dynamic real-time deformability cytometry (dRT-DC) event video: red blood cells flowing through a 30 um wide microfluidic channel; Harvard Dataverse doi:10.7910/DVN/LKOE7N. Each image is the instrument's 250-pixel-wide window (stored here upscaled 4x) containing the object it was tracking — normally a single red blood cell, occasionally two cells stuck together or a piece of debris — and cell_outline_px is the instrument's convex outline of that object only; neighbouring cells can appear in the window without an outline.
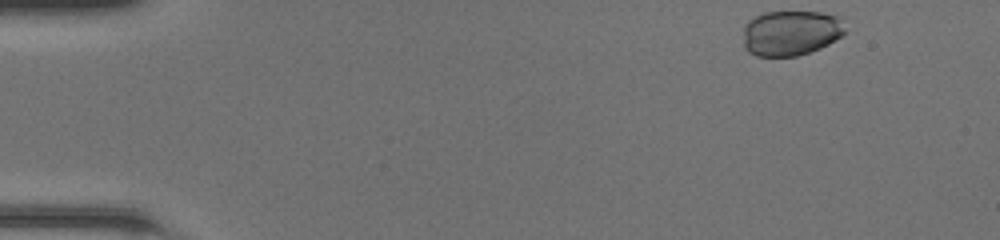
{"species": "common noctule bat (a hibernating species)", "species_latin": "Nyctalus noctula", "temperature_condition": "room temperature", "stored_images_in_passage": 45, "camera_frame_rate_fps": 3000, "um_per_image_px": 0.085, "animal": {"sex": "female", "body_mass_g": 20.0, "forearm_length_mm": 54.0}, "frame": {"image": 1, "passage_image": 1, "time_ms": 0.0, "image_size_px": [1000, 240], "cell_outline_px": [[848, 32], [828, 44], [820, 48], [796, 56], [756, 56], [748, 52], [744, 48], [744, 24], [748, 20], [764, 12], [820, 12], [836, 16], [840, 20]], "centroid_in_image_um": [67.2, 2.8], "position_along_channel_um": 17.8, "area_um2": 26.93}}
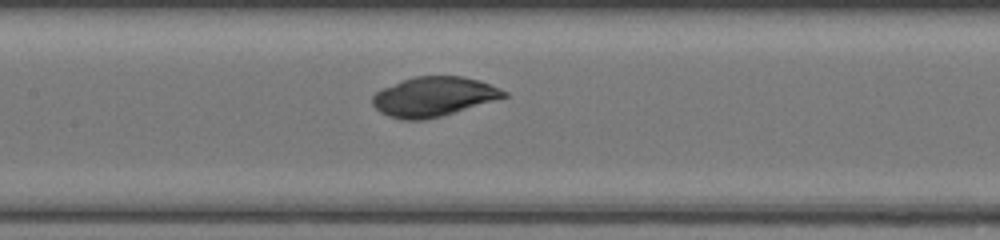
{"frame": {"image": 2, "passage_image": 20, "time_ms": 6.333, "image_size_px": [1000, 240], "cell_outline_px": [[508, 96], [440, 116], [424, 120], [400, 120], [388, 116], [380, 112], [372, 104], [372, 96], [376, 92], [384, 88], [404, 80], [416, 76], [464, 76], [480, 80], [500, 88], [508, 92]], "centroid_in_image_um": [36.86, 8.21], "position_along_channel_um": 170.5, "area_um2": 30.06}}
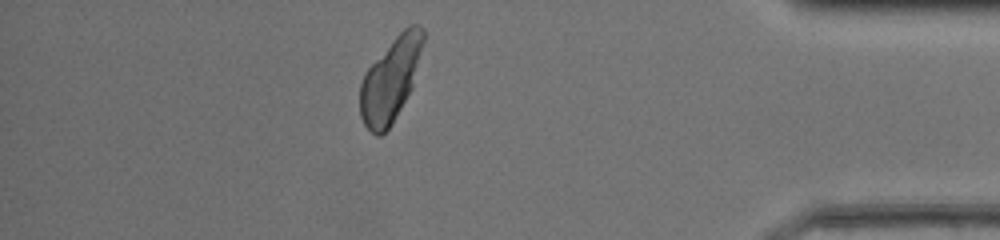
{"frame": {"image": 3, "passage_image": 39, "time_ms": 12.667, "image_size_px": [1000, 240], "cell_outline_px": [[424, 40], [412, 88], [392, 124], [380, 136], [376, 136], [364, 124], [360, 116], [360, 84], [364, 72], [392, 40], [408, 24], [420, 24], [424, 28]], "centroid_in_image_um": [33.2, 6.75], "position_along_channel_um": 402.0, "area_um2": 30.69}}